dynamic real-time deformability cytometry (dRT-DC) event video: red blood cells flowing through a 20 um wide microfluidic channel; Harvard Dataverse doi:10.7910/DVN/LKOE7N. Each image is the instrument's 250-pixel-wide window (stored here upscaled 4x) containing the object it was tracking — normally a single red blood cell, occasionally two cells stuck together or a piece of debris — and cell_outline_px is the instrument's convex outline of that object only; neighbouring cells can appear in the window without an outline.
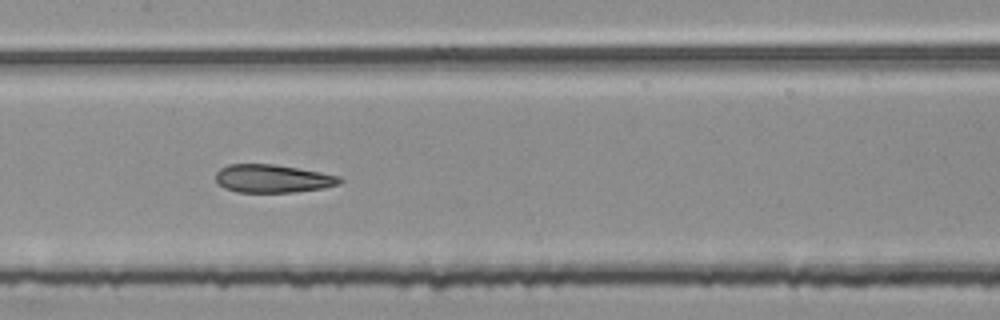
{"species": "common noctule bat (a hibernating species)", "species_latin": "Nyctalus noctula", "temperature_condition": "room temperature", "stored_images_in_passage": 52, "segment_of_instrument_passage": [2, 2], "camera_frame_rate_fps": 3000, "um_per_image_px": 0.085, "animal": {"sex": "female", "body_mass_g": 25.1}, "frame": {"image": 1, "passage_image": 25, "time_ms": 8.0, "image_size_px": [1000, 320], "cell_outline_px": [[344, 180], [340, 184], [324, 188], [292, 192], [236, 192], [224, 188], [216, 180], [216, 172], [220, 168], [228, 164], [272, 164], [320, 172], [340, 176]], "centroid_in_image_um": [23.18, 15.18], "position_along_channel_um": 184.2, "area_um2": 20.29}}
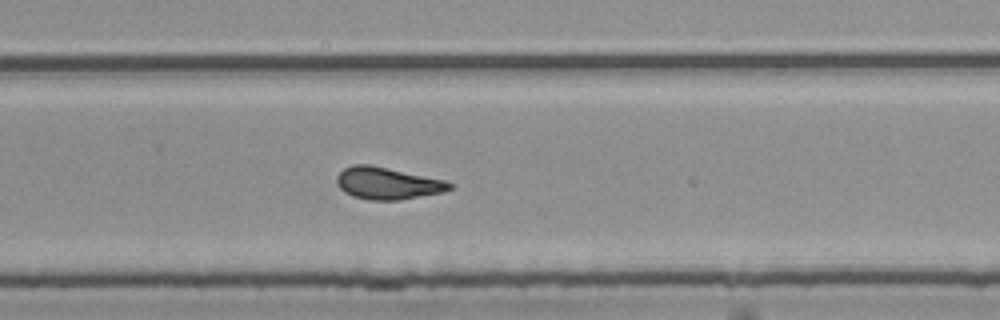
{"frame": {"image": 2, "passage_image": 34, "time_ms": 11.0, "image_size_px": [1000, 320], "cell_outline_px": [[456, 184], [452, 188], [444, 192], [400, 200], [368, 200], [352, 196], [344, 192], [336, 184], [336, 176], [344, 168], [352, 164], [372, 164], [444, 180]], "centroid_in_image_um": [32.93, 15.57], "position_along_channel_um": 296.9, "area_um2": 21.39}}
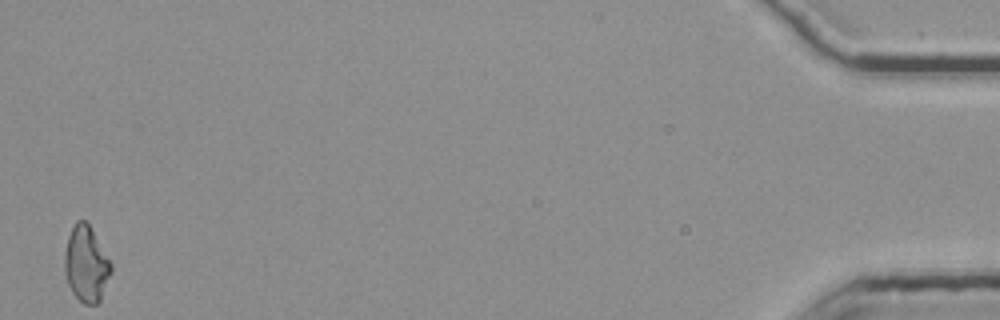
{"frame": {"image": 3, "passage_image": 52, "time_ms": 17.0, "image_size_px": [1000, 320], "cell_outline_px": [[112, 272], [100, 300], [96, 304], [84, 304], [72, 292], [68, 284], [64, 272], [64, 256], [68, 236], [76, 220], [84, 220], [88, 224], [108, 256], [112, 264]], "centroid_in_image_um": [7.33, 22.45], "position_along_channel_um": 427.9, "area_um2": 20.46}}